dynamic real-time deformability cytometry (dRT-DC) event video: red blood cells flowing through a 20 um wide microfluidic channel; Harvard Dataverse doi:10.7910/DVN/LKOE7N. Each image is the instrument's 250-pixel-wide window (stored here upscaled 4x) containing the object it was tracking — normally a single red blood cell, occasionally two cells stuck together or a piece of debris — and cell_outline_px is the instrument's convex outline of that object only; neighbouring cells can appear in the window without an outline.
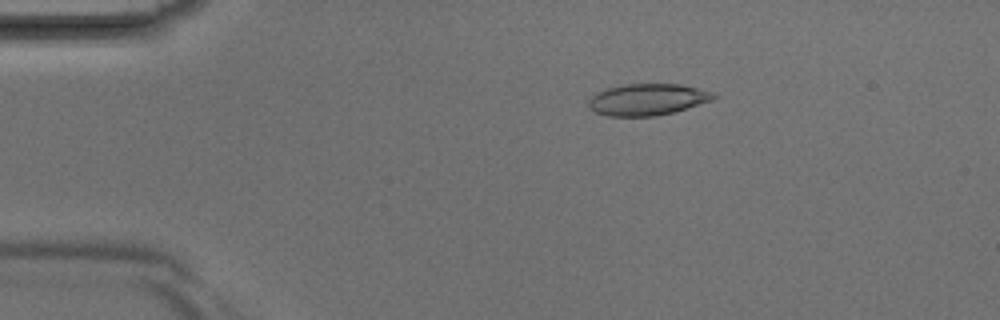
{"species": "Egyptian fruit bat (a non-hibernating species)", "species_latin": "Rousettus aegyptiacus", "temperature_condition": "room temperature", "stored_images_in_passage": 41, "camera_frame_rate_fps": 3000, "um_per_image_px": 0.085, "animal": {"sex": "male"}, "frame": {"image": 1, "passage_image": 7, "time_ms": 2.0, "image_size_px": [1000, 320], "cell_outline_px": [[720, 96], [712, 100], [672, 112], [656, 116], [608, 116], [596, 112], [588, 108], [588, 100], [596, 92], [608, 88], [624, 84], [680, 84], [712, 92]], "centroid_in_image_um": [55.0, 8.45], "position_along_channel_um": 30.0, "area_um2": 22.89}}
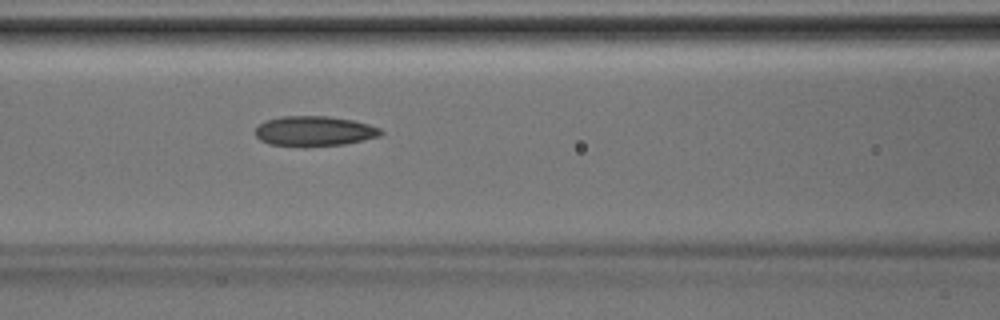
{"frame": {"image": 2, "passage_image": 17, "time_ms": 5.333, "image_size_px": [1000, 320], "cell_outline_px": [[384, 132], [380, 136], [344, 144], [308, 148], [268, 144], [260, 140], [256, 136], [256, 128], [264, 120], [280, 116], [328, 116], [352, 120], [368, 124], [380, 128]], "centroid_in_image_um": [26.69, 11.16], "position_along_channel_um": 139.9, "area_um2": 22.37}}
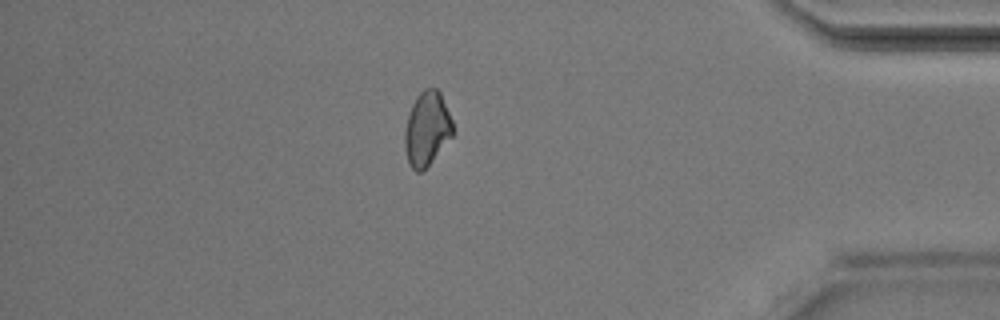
{"frame": {"image": 3, "passage_image": 35, "time_ms": 11.333, "image_size_px": [1000, 320], "cell_outline_px": [[452, 136], [432, 160], [420, 172], [416, 172], [408, 164], [404, 148], [404, 132], [408, 116], [412, 104], [416, 96], [424, 88], [436, 88], [440, 92], [452, 120]], "centroid_in_image_um": [36.26, 10.93], "position_along_channel_um": 398.9, "area_um2": 20.58}}